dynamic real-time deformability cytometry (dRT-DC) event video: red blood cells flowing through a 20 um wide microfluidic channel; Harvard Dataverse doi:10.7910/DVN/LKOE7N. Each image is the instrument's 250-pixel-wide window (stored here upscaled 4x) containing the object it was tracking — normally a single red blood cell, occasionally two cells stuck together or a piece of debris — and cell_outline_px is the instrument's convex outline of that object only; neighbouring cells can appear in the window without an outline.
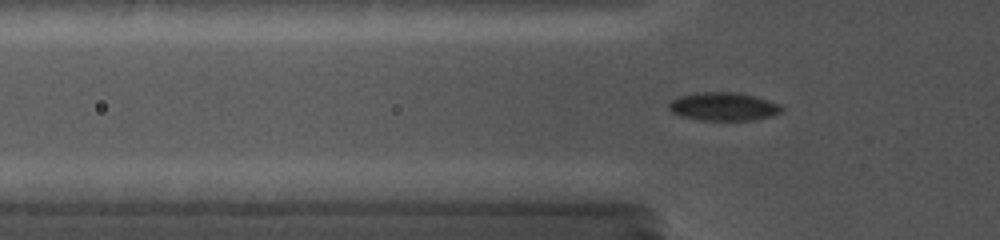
{"species": "common noctule bat (a hibernating species)", "species_latin": "Nyctalus noctula", "temperature_condition": "cold", "stored_images_in_passage": 65, "camera_frame_rate_fps": 5000, "um_per_image_px": 0.085, "animal": {"sex": "female", "body_mass_g": 19.0, "forearm_length_mm": 56.7}, "frame": {"image": 1, "passage_image": 34, "time_ms": 5.6, "image_size_px": [1000, 240], "cell_outline_px": [[784, 112], [772, 116], [752, 120], [700, 120], [680, 116], [672, 112], [668, 108], [668, 104], [672, 100], [680, 96], [696, 92], [736, 92], [756, 96], [768, 100], [784, 108]], "centroid_in_image_um": [61.5, 9.06], "position_along_channel_um": 64.3, "area_um2": 18.67}}
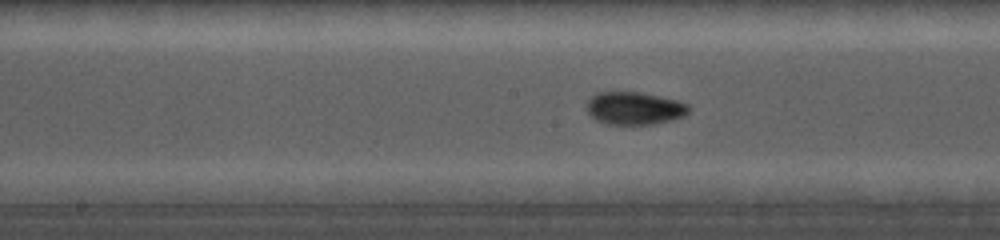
{"frame": {"image": 2, "passage_image": 48, "time_ms": 9.0, "image_size_px": [1000, 240], "cell_outline_px": [[692, 108], [684, 116], [672, 120], [652, 124], [608, 124], [596, 120], [588, 112], [588, 100], [596, 92], [640, 92], [676, 100], [688, 104]], "centroid_in_image_um": [53.95, 9.2], "position_along_channel_um": 194.2, "area_um2": 19.36}}
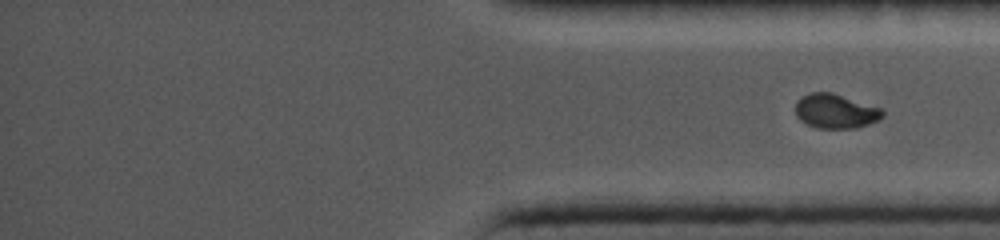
{"frame": {"image": 3, "passage_image": 65, "time_ms": 13.4, "image_size_px": [1000, 240], "cell_outline_px": [[884, 116], [880, 120], [856, 128], [816, 128], [800, 120], [796, 116], [796, 100], [800, 96], [808, 92], [832, 92], [884, 108]], "centroid_in_image_um": [71.04, 9.43], "position_along_channel_um": 364.2, "area_um2": 17.86}}